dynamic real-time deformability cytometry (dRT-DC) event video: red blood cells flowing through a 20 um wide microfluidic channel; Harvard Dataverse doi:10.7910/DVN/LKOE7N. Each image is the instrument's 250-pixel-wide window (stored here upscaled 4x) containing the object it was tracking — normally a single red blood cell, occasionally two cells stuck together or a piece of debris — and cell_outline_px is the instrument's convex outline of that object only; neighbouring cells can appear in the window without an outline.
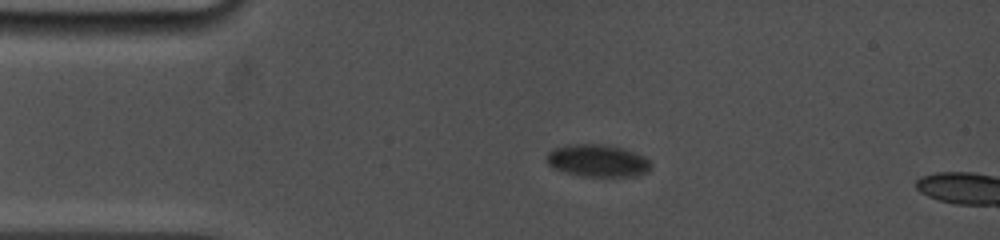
{"species": "common noctule bat (a hibernating species)", "species_latin": "Nyctalus noctula", "temperature_condition": "cold", "stored_images_in_passage": 14, "camera_frame_rate_fps": 5000, "um_per_image_px": 0.085, "animal": {"sex": "female", "body_mass_g": 19.0, "forearm_length_mm": 53.3}, "frame": {"image": 1, "passage_image": 12, "time_ms": 3.6, "image_size_px": [1000, 240], "cell_outline_px": [[652, 168], [648, 172], [636, 176], [580, 176], [564, 172], [552, 168], [544, 160], [548, 152], [552, 148], [568, 144], [604, 144], [624, 148], [644, 156], [652, 164]], "centroid_in_image_um": [50.77, 13.65], "position_along_channel_um": 34.2, "area_um2": 20.06}}